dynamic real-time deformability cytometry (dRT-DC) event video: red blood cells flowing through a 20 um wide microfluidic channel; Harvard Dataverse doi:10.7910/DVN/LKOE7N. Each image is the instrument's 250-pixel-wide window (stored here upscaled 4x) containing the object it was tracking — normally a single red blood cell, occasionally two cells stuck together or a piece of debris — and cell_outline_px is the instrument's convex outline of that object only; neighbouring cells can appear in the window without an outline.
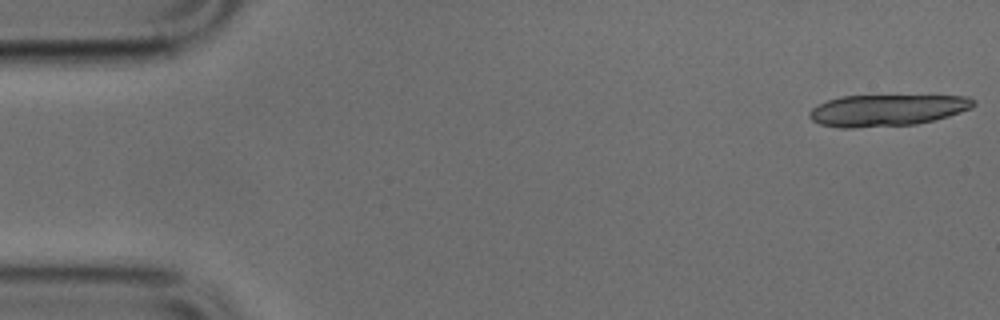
{"species": "common noctule bat (a hibernating species)", "species_latin": "Nyctalus noctula", "temperature_condition": "cold", "stored_images_in_passage": 16, "camera_frame_rate_fps": 3000, "um_per_image_px": 0.085, "animal": {"sex": "male", "body_mass_g": 17.9, "forearm_length_mm": 54.2}, "frame": {"image": 1, "passage_image": 1, "time_ms": 0.0, "image_size_px": [1000, 320], "cell_outline_px": [[976, 104], [972, 108], [948, 116], [916, 124], [852, 128], [840, 128], [820, 124], [812, 120], [808, 116], [808, 112], [812, 108], [828, 100], [844, 96], [968, 96], [976, 100]], "centroid_in_image_um": [75.39, 9.37], "position_along_channel_um": 9.6, "area_um2": 30.06}}